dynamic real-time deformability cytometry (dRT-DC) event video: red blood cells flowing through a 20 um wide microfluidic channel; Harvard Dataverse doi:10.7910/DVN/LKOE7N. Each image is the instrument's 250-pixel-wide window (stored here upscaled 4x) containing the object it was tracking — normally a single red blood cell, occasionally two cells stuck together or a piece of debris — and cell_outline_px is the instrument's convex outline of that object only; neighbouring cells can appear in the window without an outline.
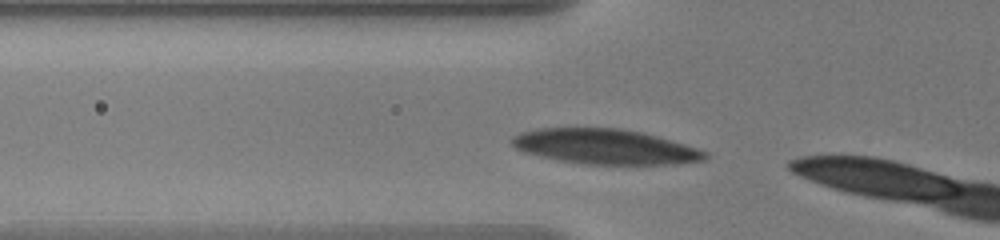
{"species": "human", "species_latin": "Homo sapiens", "temperature_condition": "warm", "stored_images_in_passage": 5, "camera_frame_rate_fps": 3000, "um_per_image_px": 0.085, "donor": {"sex": "male"}, "frame": {"image": 1, "passage_image": 2, "time_ms": 0.333, "image_size_px": [1000, 240], "cell_outline_px": [[708, 160], [676, 164], [588, 164], [560, 160], [540, 156], [524, 152], [516, 148], [508, 140], [512, 136], [520, 132], [540, 128], [620, 128], [644, 132], [684, 144], [708, 152]], "centroid_in_image_um": [51.44, 12.46], "position_along_channel_um": 74.4, "area_um2": 39.54}}